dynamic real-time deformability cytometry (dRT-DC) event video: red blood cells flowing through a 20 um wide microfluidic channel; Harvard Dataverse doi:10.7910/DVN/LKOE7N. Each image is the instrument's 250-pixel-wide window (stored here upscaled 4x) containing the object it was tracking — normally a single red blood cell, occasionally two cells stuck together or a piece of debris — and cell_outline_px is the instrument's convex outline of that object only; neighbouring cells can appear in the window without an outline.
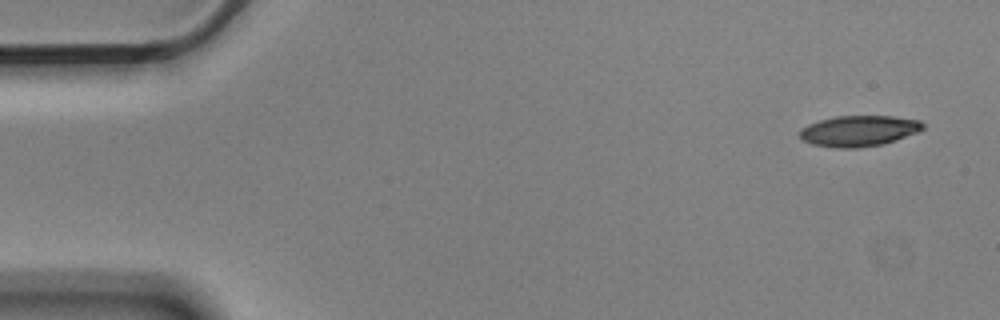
{"species": "Egyptian fruit bat (a non-hibernating species)", "species_latin": "Rousettus aegyptiacus", "temperature_condition": "cold", "stored_images_in_passage": 4, "camera_frame_rate_fps": 3000, "um_per_image_px": 0.085, "animal": {"sex": "male"}, "frame": {"image": 1, "passage_image": 1, "time_ms": 0.0, "image_size_px": [1000, 320], "cell_outline_px": [[924, 128], [916, 132], [896, 140], [884, 144], [856, 148], [836, 148], [812, 144], [804, 140], [800, 136], [800, 132], [808, 124], [820, 120], [836, 116], [892, 116], [920, 120], [924, 124]], "centroid_in_image_um": [73.02, 11.13], "position_along_channel_um": 12.0, "area_um2": 21.96}}
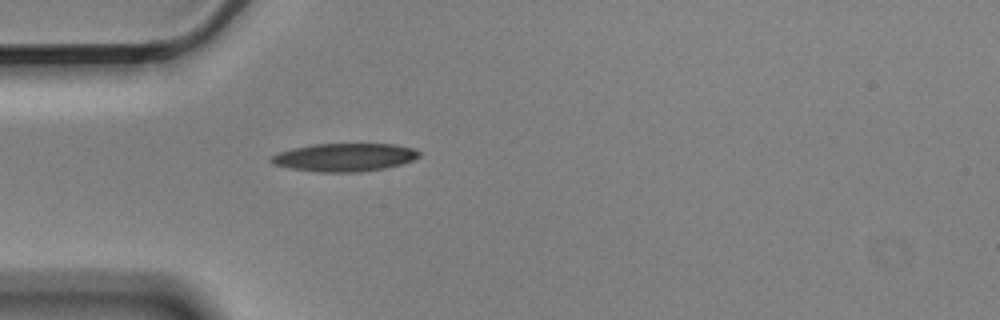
{"frame": {"image": 2, "passage_image": 4, "time_ms": 1.0, "image_size_px": [1000, 320], "cell_outline_px": [[420, 156], [412, 160], [400, 164], [384, 168], [360, 172], [320, 172], [292, 168], [272, 164], [268, 160], [272, 156], [280, 152], [292, 148], [312, 144], [396, 144], [416, 148], [420, 152]], "centroid_in_image_um": [29.3, 13.36], "position_along_channel_um": 55.7, "area_um2": 24.22}}